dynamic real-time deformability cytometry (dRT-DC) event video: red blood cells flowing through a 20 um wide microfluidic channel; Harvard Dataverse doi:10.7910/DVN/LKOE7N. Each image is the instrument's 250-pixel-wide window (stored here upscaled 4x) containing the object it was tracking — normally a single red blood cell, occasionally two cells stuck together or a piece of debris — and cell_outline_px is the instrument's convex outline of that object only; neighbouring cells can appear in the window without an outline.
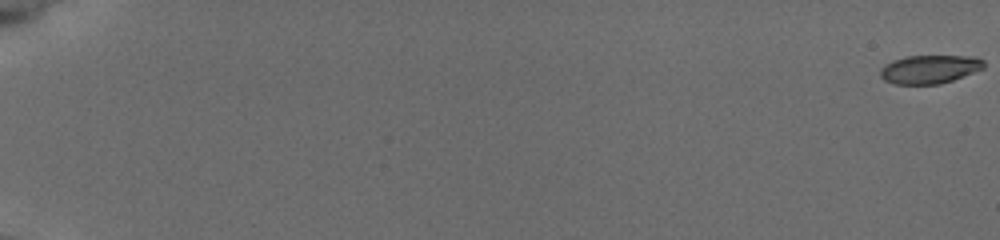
{"species": "common noctule bat (a hibernating species)", "species_latin": "Nyctalus noctula", "temperature_condition": "cold", "stored_images_in_passage": 58, "camera_frame_rate_fps": 3000, "um_per_image_px": 0.085, "animal": {"sex": "female", "body_mass_g": 19.5, "forearm_length_mm": 54.1}, "frame": {"image": 1, "passage_image": 1, "time_ms": 0.0, "image_size_px": [1000, 240], "cell_outline_px": [[984, 68], [952, 80], [940, 84], [896, 84], [884, 80], [880, 76], [880, 68], [884, 64], [892, 60], [904, 56], [976, 56], [984, 60]], "centroid_in_image_um": [78.99, 5.87], "position_along_channel_um": 6.0, "area_um2": 17.28}}
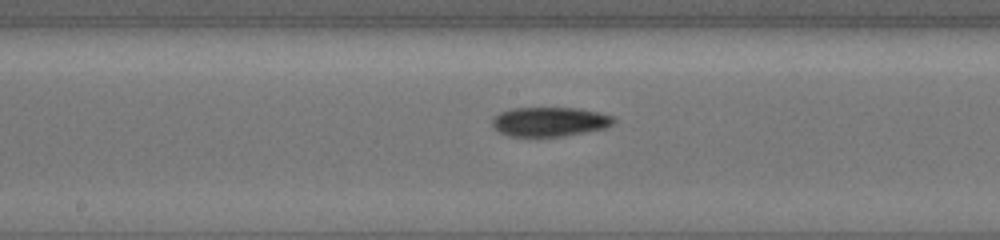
{"frame": {"image": 2, "passage_image": 34, "time_ms": 11.0, "image_size_px": [1000, 240], "cell_outline_px": [[616, 120], [608, 128], [564, 136], [512, 136], [500, 132], [492, 124], [492, 116], [500, 112], [512, 108], [576, 108], [596, 112], [612, 116]], "centroid_in_image_um": [46.73, 10.34], "position_along_channel_um": 201.5, "area_um2": 20.69}}
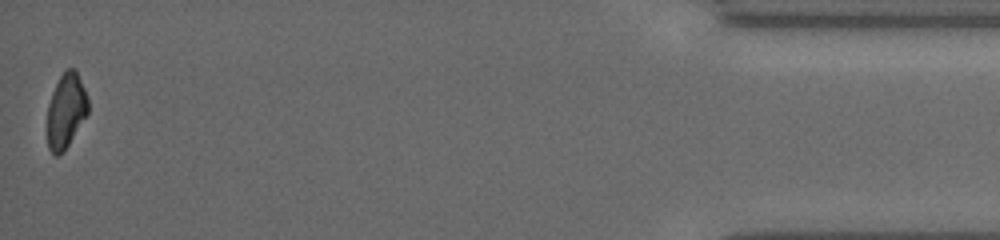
{"frame": {"image": 3, "passage_image": 58, "time_ms": 19.0, "image_size_px": [1000, 240], "cell_outline_px": [[88, 112], [64, 152], [60, 156], [56, 156], [48, 148], [48, 104], [52, 92], [60, 76], [68, 68], [76, 68], [84, 88], [88, 100]], "centroid_in_image_um": [5.61, 9.42], "position_along_channel_um": 429.6, "area_um2": 17.63}, "authors_computed_cell_mechanics": {"area_um2": 19.0451, "velocity_mm_per_s": 3.7806, "shape_relaxation_time_tau1_ms": 8.3091, "shape_relaxation_time_tau2_ms": null, "deformation_change_tau1": 0.1674, "deformation_change_tau2": null}}